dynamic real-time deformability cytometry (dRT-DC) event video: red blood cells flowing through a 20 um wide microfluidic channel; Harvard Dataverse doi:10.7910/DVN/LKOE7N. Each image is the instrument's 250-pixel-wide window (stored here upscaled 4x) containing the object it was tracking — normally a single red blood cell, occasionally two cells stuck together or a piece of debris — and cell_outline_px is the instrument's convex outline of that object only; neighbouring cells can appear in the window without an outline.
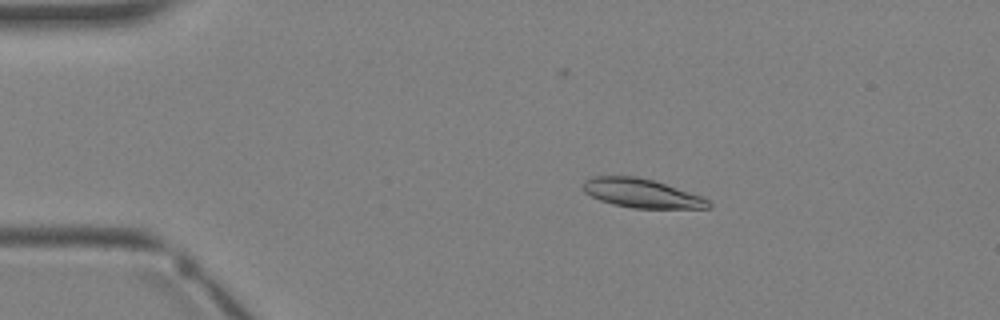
{"species": "Egyptian fruit bat (a non-hibernating species)", "species_latin": "Rousettus aegyptiacus", "temperature_condition": "warm", "stored_images_in_passage": 3, "camera_frame_rate_fps": 3000, "um_per_image_px": 0.085, "animal": {"sex": "female"}, "frame": {"image": 1, "passage_image": 2, "time_ms": 1.0, "image_size_px": [1000, 320], "cell_outline_px": [[712, 208], [632, 208], [612, 204], [600, 200], [584, 192], [584, 180], [592, 176], [636, 176], [652, 180], [704, 196], [712, 204]], "centroid_in_image_um": [54.57, 16.43], "position_along_channel_um": 30.4, "area_um2": 21.15}}
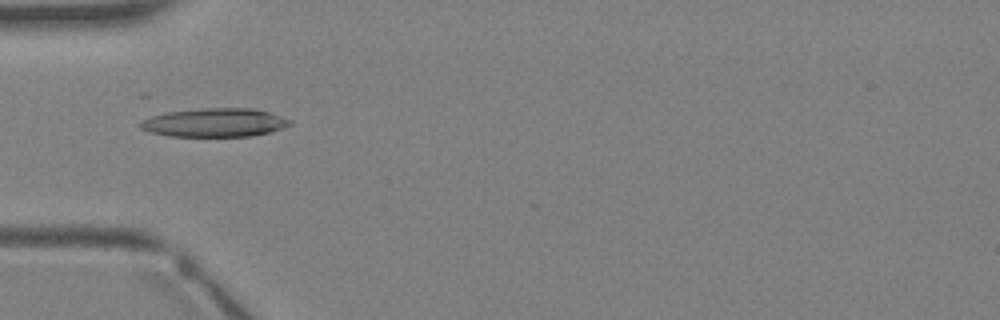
{"frame": {"image": 2, "passage_image": 3, "time_ms": 3.0, "image_size_px": [1000, 320], "cell_outline_px": [[292, 124], [284, 128], [272, 132], [252, 136], [172, 136], [152, 132], [140, 128], [140, 124], [144, 120], [152, 116], [168, 112], [204, 108], [252, 108], [268, 112], [292, 120]], "centroid_in_image_um": [18.33, 10.42], "position_along_channel_um": 66.7, "area_um2": 24.74}}